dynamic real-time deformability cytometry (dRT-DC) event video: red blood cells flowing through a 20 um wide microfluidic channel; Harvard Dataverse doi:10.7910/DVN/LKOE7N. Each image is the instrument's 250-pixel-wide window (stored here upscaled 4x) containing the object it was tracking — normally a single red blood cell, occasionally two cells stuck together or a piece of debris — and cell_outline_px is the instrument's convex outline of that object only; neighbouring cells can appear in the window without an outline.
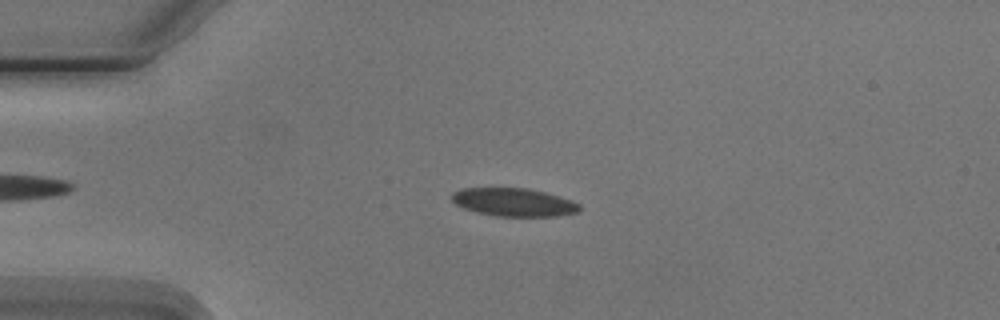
{"species": "Egyptian fruit bat (a non-hibernating species)", "species_latin": "Rousettus aegyptiacus", "temperature_condition": "cold", "stored_images_in_passage": 4, "camera_frame_rate_fps": 3000, "um_per_image_px": 0.085, "animal": {"sex": "male"}, "frame": {"image": 1, "passage_image": 3, "time_ms": 2.333, "image_size_px": [1000, 320], "cell_outline_px": [[580, 208], [576, 212], [556, 216], [496, 216], [476, 212], [464, 208], [456, 204], [452, 200], [452, 192], [464, 188], [528, 188], [544, 192], [572, 200], [580, 204]], "centroid_in_image_um": [43.66, 17.18], "position_along_channel_um": 41.3, "area_um2": 20.81}}